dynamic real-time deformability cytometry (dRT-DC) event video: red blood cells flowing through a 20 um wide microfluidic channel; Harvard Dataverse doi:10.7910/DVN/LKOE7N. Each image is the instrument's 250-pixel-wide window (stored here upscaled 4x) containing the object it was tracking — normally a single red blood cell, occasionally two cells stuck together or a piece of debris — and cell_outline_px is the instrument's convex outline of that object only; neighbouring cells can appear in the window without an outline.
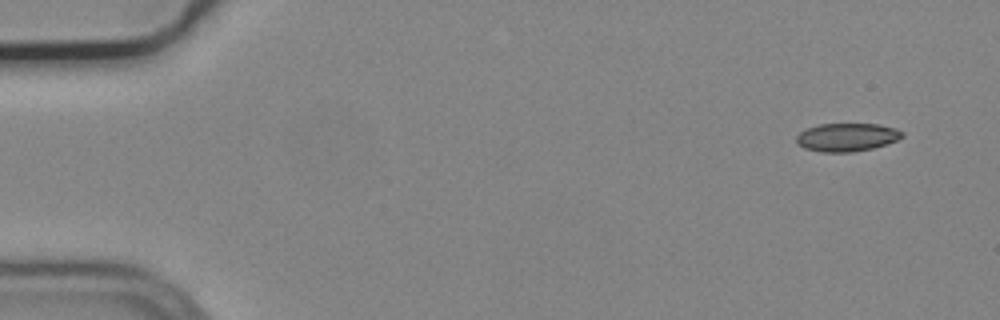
{"species": "common noctule bat (a hibernating species)", "species_latin": "Nyctalus noctula", "temperature_condition": "cold", "stored_images_in_passage": 5, "camera_frame_rate_fps": 3000, "um_per_image_px": 0.085, "animal": {"sex": "male", "body_mass_g": 19.2, "forearm_length_mm": 51.8}, "frame": {"image": 1, "passage_image": 1, "time_ms": 0.0, "image_size_px": [1000, 320], "cell_outline_px": [[904, 136], [888, 144], [872, 148], [852, 152], [820, 152], [804, 148], [796, 140], [796, 136], [800, 132], [808, 128], [820, 124], [880, 124], [896, 128], [904, 132]], "centroid_in_image_um": [72.02, 11.66], "position_along_channel_um": 13.0, "area_um2": 17.4}}
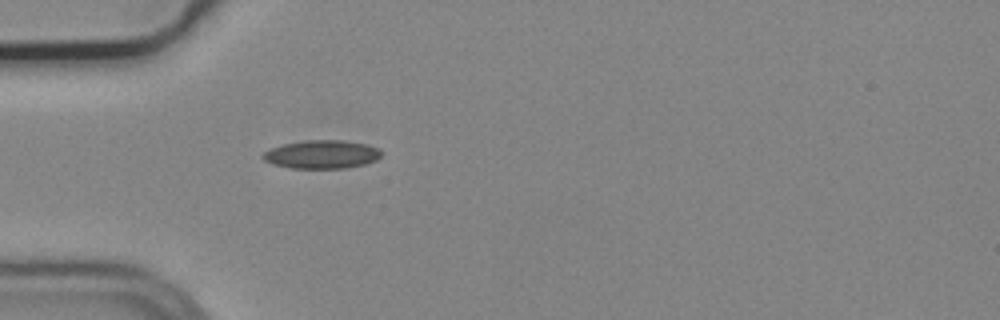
{"frame": {"image": 2, "passage_image": 5, "time_ms": 1.333, "image_size_px": [1000, 320], "cell_outline_px": [[380, 156], [376, 160], [364, 164], [344, 168], [292, 168], [272, 164], [264, 160], [260, 156], [264, 152], [272, 148], [284, 144], [308, 140], [344, 140], [364, 144], [376, 148], [380, 152]], "centroid_in_image_um": [27.31, 13.13], "position_along_channel_um": 57.7, "area_um2": 19.31}}